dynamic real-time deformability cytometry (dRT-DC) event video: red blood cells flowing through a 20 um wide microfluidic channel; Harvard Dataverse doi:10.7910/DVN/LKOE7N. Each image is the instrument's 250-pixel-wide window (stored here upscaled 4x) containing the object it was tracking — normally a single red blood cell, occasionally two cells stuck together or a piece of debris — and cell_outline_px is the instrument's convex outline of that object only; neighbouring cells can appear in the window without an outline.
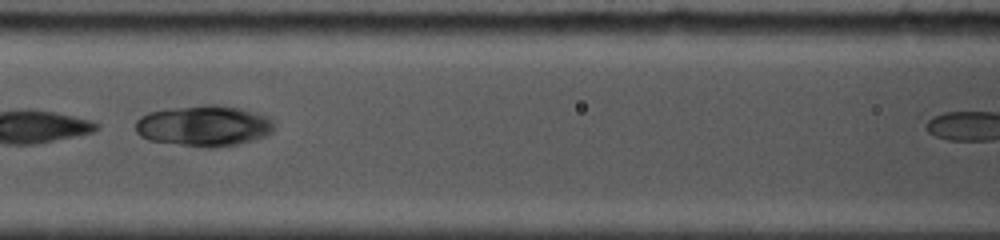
{"species": "common noctule bat (a hibernating species)", "species_latin": "Nyctalus noctula", "temperature_condition": "cold", "stored_images_in_passage": 8, "camera_frame_rate_fps": 5000, "um_per_image_px": 0.085, "animal": {"sex": "female", "body_mass_g": 19.0, "forearm_length_mm": 53.3}, "frame": {"image": 1, "passage_image": 6, "time_ms": 3.4, "image_size_px": [1000, 240], "cell_outline_px": [[272, 132], [264, 136], [236, 144], [216, 148], [208, 148], [148, 140], [140, 136], [136, 132], [136, 120], [140, 116], [148, 112], [172, 108], [204, 104], [216, 104], [240, 108], [264, 116], [272, 120]], "centroid_in_image_um": [17.27, 10.69], "position_along_channel_um": 149.3, "area_um2": 32.77}}